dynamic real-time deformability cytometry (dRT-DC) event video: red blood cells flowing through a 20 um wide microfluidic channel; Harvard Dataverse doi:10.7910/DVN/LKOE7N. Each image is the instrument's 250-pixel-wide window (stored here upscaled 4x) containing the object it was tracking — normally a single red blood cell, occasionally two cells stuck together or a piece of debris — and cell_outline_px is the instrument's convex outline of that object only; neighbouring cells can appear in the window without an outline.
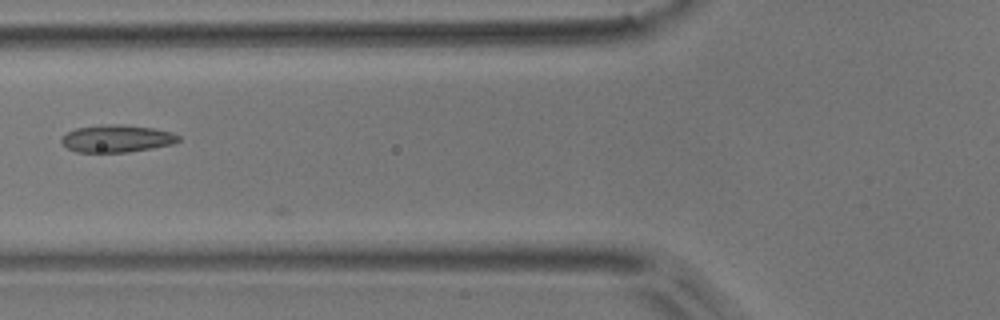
{"species": "common noctule bat (a hibernating species)", "species_latin": "Nyctalus noctula", "temperature_condition": "room temperature", "stored_images_in_passage": 8, "camera_frame_rate_fps": 3000, "um_per_image_px": 0.085, "animal": {"sex": "male", "body_mass_g": 17.9}, "frame": {"image": 1, "passage_image": 7, "time_ms": 2.0, "image_size_px": [1000, 320], "cell_outline_px": [[180, 140], [172, 144], [152, 148], [128, 152], [76, 152], [68, 148], [60, 140], [68, 132], [76, 128], [108, 124], [120, 124], [152, 128], [172, 132], [180, 136]], "centroid_in_image_um": [9.95, 11.78], "position_along_channel_um": 115.9, "area_um2": 18.5}}
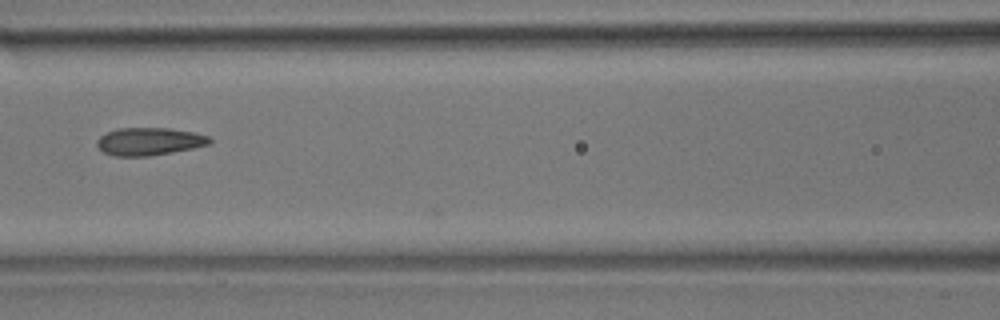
{"frame": {"image": 2, "passage_image": 8, "time_ms": 2.333, "image_size_px": [1000, 320], "cell_outline_px": [[212, 140], [208, 144], [192, 148], [172, 152], [148, 156], [112, 156], [104, 152], [96, 144], [96, 140], [100, 136], [116, 128], [168, 128], [196, 132], [208, 136]], "centroid_in_image_um": [12.67, 12.02], "position_along_channel_um": 153.9, "area_um2": 18.15}}